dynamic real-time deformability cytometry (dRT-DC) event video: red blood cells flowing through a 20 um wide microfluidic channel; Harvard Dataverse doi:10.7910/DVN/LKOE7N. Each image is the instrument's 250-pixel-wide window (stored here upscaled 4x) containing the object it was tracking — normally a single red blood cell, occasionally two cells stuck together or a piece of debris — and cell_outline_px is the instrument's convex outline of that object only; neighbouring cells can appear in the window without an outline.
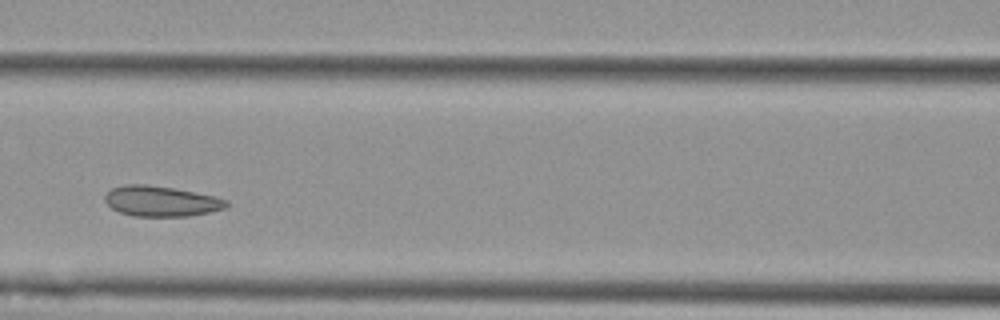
{"species": "Egyptian fruit bat (a non-hibernating species)", "species_latin": "Rousettus aegyptiacus", "temperature_condition": "cold", "stored_images_in_passage": 4, "camera_frame_rate_fps": 3000, "um_per_image_px": 0.085, "animal": {"sex": "female"}, "frame": {"image": 1, "passage_image": 4, "time_ms": 3.667, "image_size_px": [1000, 320], "cell_outline_px": [[228, 204], [224, 208], [208, 212], [188, 216], [132, 216], [120, 212], [112, 208], [104, 200], [104, 196], [112, 188], [124, 184], [144, 184], [172, 188], [216, 196], [228, 200]], "centroid_in_image_um": [13.68, 17.1], "position_along_channel_um": 152.9, "area_um2": 21.39}}